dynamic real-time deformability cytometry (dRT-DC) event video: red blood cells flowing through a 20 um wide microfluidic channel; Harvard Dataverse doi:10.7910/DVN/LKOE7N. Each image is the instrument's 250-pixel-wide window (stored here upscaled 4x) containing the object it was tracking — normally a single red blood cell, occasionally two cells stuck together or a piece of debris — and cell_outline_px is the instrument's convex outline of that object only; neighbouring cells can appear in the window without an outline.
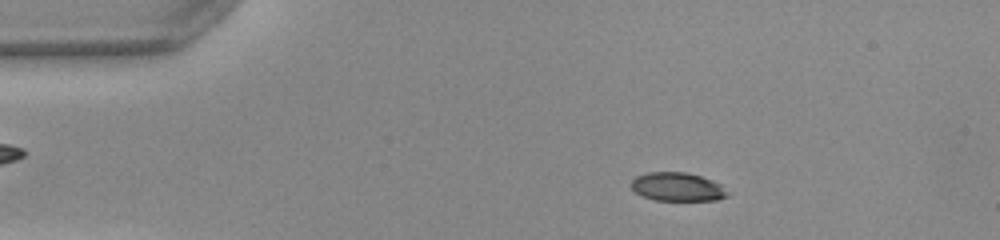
{"species": "common noctule bat (a hibernating species)", "species_latin": "Nyctalus noctula", "temperature_condition": "warm", "stored_images_in_passage": 44, "camera_frame_rate_fps": 3000, "um_per_image_px": 0.085, "animal": {"sex": "female", "body_mass_g": 22.0, "forearm_length_mm": 56.7}, "frame": {"image": 1, "passage_image": 8, "time_ms": 2.333, "image_size_px": [1000, 240], "cell_outline_px": [[728, 196], [716, 200], [656, 200], [640, 196], [632, 188], [632, 180], [636, 176], [648, 172], [688, 172], [712, 180], [720, 184], [728, 192]], "centroid_in_image_um": [57.57, 15.88], "position_along_channel_um": 27.4, "area_um2": 16.01}}
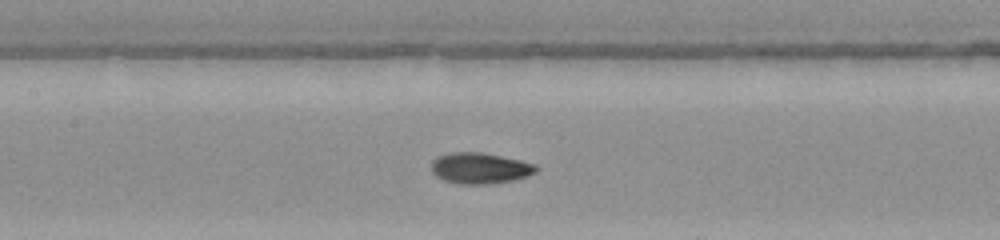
{"frame": {"image": 2, "passage_image": 23, "time_ms": 7.333, "image_size_px": [1000, 240], "cell_outline_px": [[540, 168], [536, 172], [528, 176], [516, 180], [492, 184], [456, 184], [444, 180], [436, 176], [432, 172], [432, 160], [436, 156], [448, 152], [480, 152], [520, 160], [536, 164]], "centroid_in_image_um": [40.81, 14.3], "position_along_channel_um": 166.6, "area_um2": 19.25}}
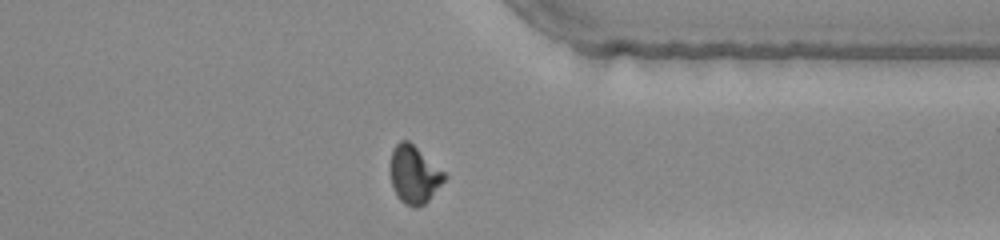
{"frame": {"image": 3, "passage_image": 39, "time_ms": 12.667, "image_size_px": [1000, 240], "cell_outline_px": [[448, 176], [428, 200], [424, 204], [416, 208], [412, 208], [404, 204], [396, 196], [392, 184], [388, 168], [388, 164], [392, 148], [400, 140], [408, 140], [444, 172]], "centroid_in_image_um": [35.14, 14.84], "position_along_channel_um": 376.3, "area_um2": 18.44}, "authors_computed_cell_mechanics": {"area_um2": 18.0914, "velocity_mm_per_s": 4.0347, "shape_relaxation_time_tau1_ms": 3.5174, "shape_relaxation_time_tau2_ms": 1.371, "deformation_change_tau1": 0.1894, "deformation_change_tau2": 0.0616}}